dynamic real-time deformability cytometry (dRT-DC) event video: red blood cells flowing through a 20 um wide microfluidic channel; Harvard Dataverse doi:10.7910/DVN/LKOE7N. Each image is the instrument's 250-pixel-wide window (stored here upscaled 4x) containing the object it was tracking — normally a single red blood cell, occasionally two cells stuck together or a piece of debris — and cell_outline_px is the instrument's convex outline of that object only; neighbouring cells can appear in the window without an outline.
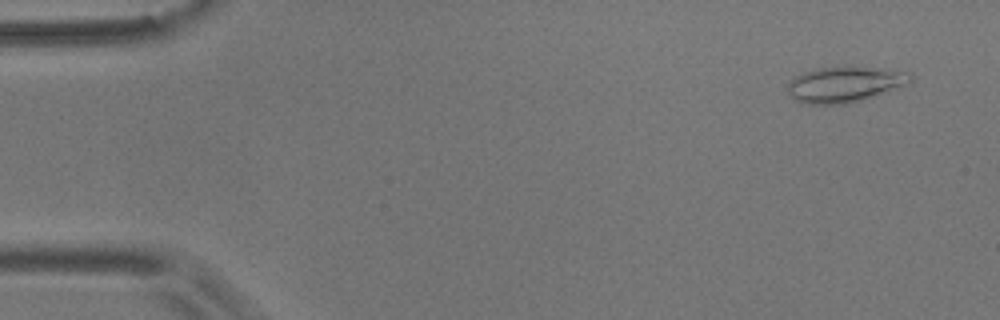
{"species": "common noctule bat (a hibernating species)", "species_latin": "Nyctalus noctula", "temperature_condition": "room temperature", "stored_images_in_passage": 53, "camera_frame_rate_fps": 3000, "um_per_image_px": 0.085, "animal": {"sex": "male", "body_mass_g": 17.9}, "frame": {"image": 1, "passage_image": 3, "time_ms": 0.667, "image_size_px": [1000, 320], "cell_outline_px": [[916, 76], [908, 84], [888, 92], [860, 100], [844, 104], [808, 104], [796, 100], [788, 92], [788, 84], [796, 76], [820, 68], [844, 64], [888, 68], [912, 72]], "centroid_in_image_um": [71.93, 7.12], "position_along_channel_um": 13.1, "area_um2": 26.18}}
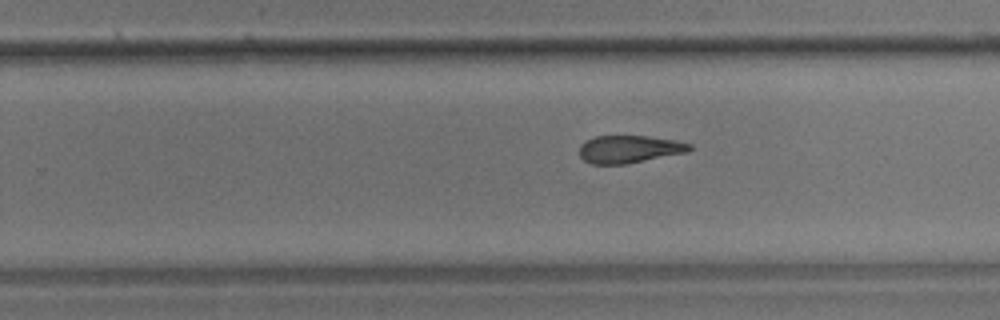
{"frame": {"image": 2, "passage_image": 34, "time_ms": 11.0, "image_size_px": [1000, 320], "cell_outline_px": [[692, 148], [688, 152], [624, 164], [592, 164], [584, 160], [580, 156], [580, 144], [584, 140], [596, 136], [648, 136], [676, 140], [692, 144]], "centroid_in_image_um": [53.48, 12.67], "position_along_channel_um": 276.3, "area_um2": 17.74}}
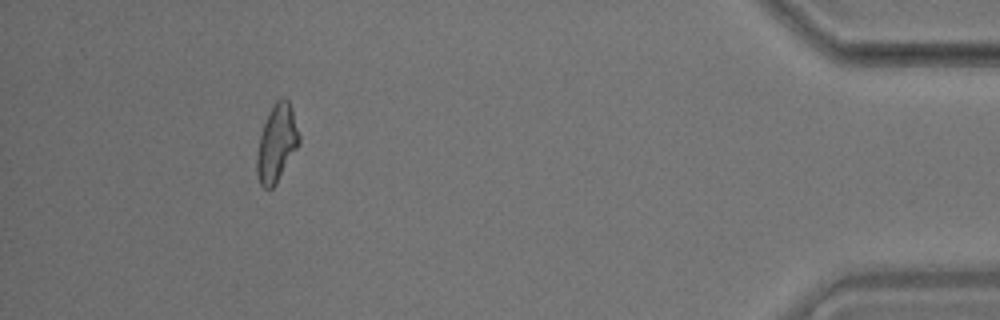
{"frame": {"image": 3, "passage_image": 50, "time_ms": 16.333, "image_size_px": [1000, 320], "cell_outline_px": [[300, 144], [276, 184], [272, 188], [264, 188], [260, 184], [256, 172], [256, 156], [260, 136], [268, 112], [276, 100], [284, 96], [288, 100], [300, 136]], "centroid_in_image_um": [23.51, 12.19], "position_along_channel_um": 411.7, "area_um2": 18.96}}